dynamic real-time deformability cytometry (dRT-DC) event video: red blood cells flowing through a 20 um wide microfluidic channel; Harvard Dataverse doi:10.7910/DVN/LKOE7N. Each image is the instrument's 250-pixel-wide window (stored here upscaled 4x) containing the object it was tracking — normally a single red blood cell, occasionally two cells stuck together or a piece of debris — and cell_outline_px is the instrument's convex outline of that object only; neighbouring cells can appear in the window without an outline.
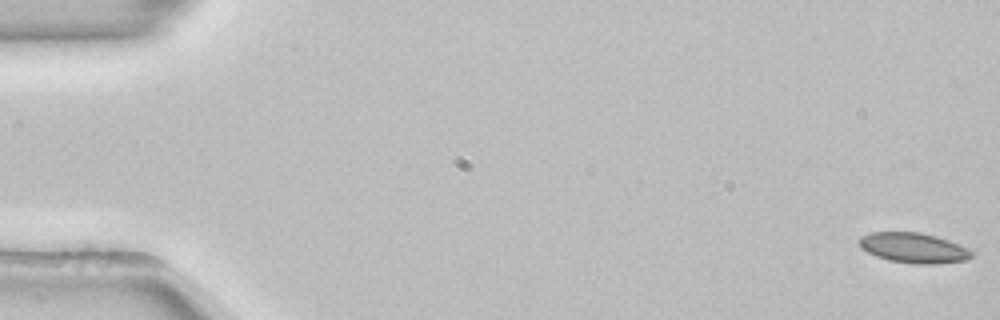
{"species": "common noctule bat (a hibernating species)", "species_latin": "Nyctalus noctula", "temperature_condition": "room temperature", "stored_images_in_passage": 54, "camera_frame_rate_fps": 3000, "um_per_image_px": 0.085, "animal": {"sex": "female", "body_mass_g": 22.7, "forearm_length_mm": 54.2}, "frame": {"image": 1, "passage_image": 1, "time_ms": 0.0, "image_size_px": [1000, 320], "cell_outline_px": [[972, 256], [968, 260], [936, 264], [920, 264], [888, 260], [876, 256], [860, 248], [860, 236], [868, 232], [920, 232], [936, 236], [948, 240], [968, 248], [972, 252]], "centroid_in_image_um": [77.65, 21.06], "position_along_channel_um": 7.3, "area_um2": 19.77}}
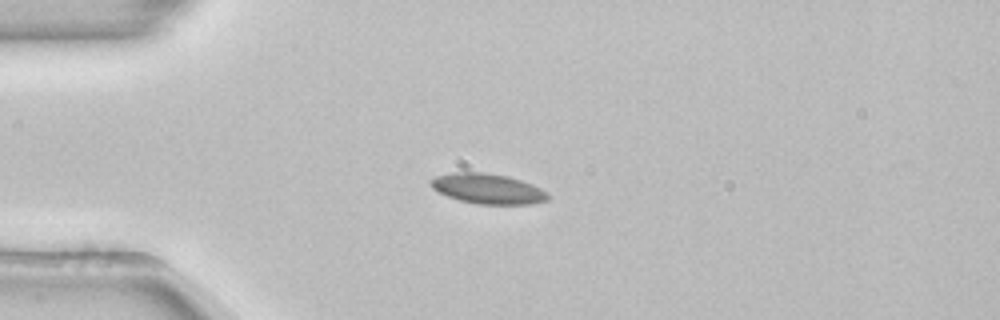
{"frame": {"image": 2, "passage_image": 14, "time_ms": 4.333, "image_size_px": [1000, 320], "cell_outline_px": [[548, 200], [532, 204], [476, 204], [460, 200], [436, 192], [432, 188], [432, 180], [436, 176], [452, 172], [484, 172], [508, 176], [532, 184], [548, 192]], "centroid_in_image_um": [41.47, 16.04], "position_along_channel_um": 43.5, "area_um2": 20.58}}
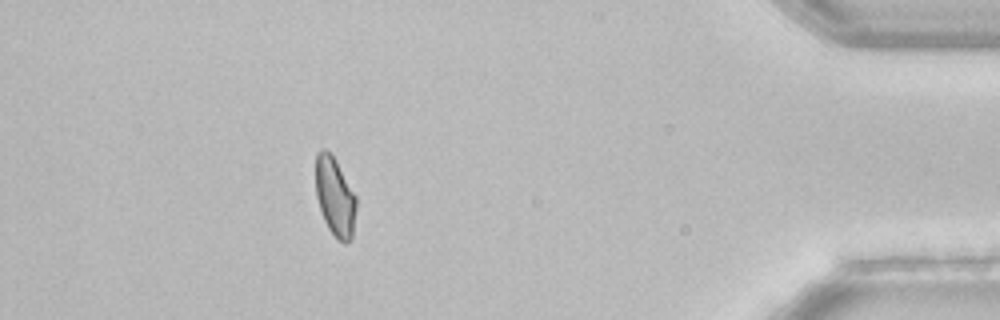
{"frame": {"image": 3, "passage_image": 48, "time_ms": 15.667, "image_size_px": [1000, 320], "cell_outline_px": [[356, 208], [352, 240], [344, 244], [336, 240], [328, 228], [324, 220], [316, 196], [316, 152], [320, 148], [324, 148], [336, 160], [356, 196]], "centroid_in_image_um": [28.48, 16.76], "position_along_channel_um": 406.7, "area_um2": 18.79}, "authors_computed_cell_mechanics": {"area_um2": 19.8543, "velocity_mm_per_s": 3.8721, "shape_relaxation_time_tau1_ms": null, "shape_relaxation_time_tau2_ms": 4.3283, "deformation_change_tau1": null, "deformation_change_tau2": 0.0787}}